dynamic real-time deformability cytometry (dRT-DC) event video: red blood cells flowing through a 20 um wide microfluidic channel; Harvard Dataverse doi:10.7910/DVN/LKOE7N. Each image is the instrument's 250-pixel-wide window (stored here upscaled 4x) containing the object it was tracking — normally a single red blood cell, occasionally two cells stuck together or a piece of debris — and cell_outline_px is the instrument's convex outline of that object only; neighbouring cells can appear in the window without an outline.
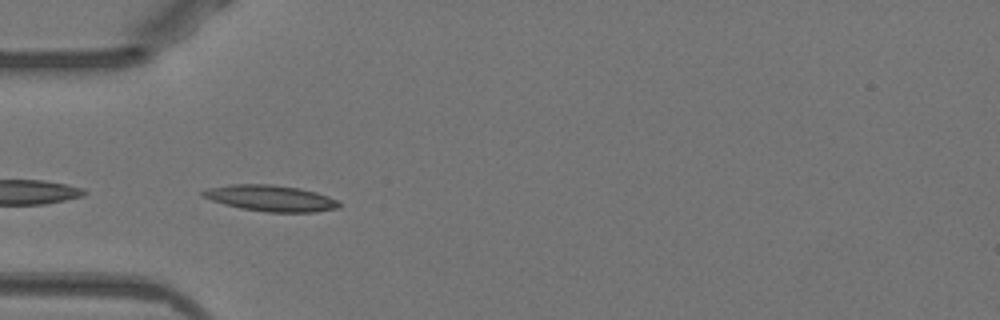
{"species": "Egyptian fruit bat (a non-hibernating species)", "species_latin": "Rousettus aegyptiacus", "temperature_condition": "warm", "stored_images_in_passage": 36, "camera_frame_rate_fps": 3000, "um_per_image_px": 0.085, "animal": {"sex": "female"}, "frame": {"image": 1, "passage_image": 1, "time_ms": 0.0, "image_size_px": [1000, 320], "cell_outline_px": [[340, 204], [336, 208], [316, 212], [268, 212], [240, 208], [224, 204], [200, 196], [200, 192], [208, 188], [232, 184], [272, 184], [300, 188], [316, 192], [328, 196], [336, 200]], "centroid_in_image_um": [22.97, 16.84], "position_along_channel_um": 62.0, "area_um2": 20.69}}
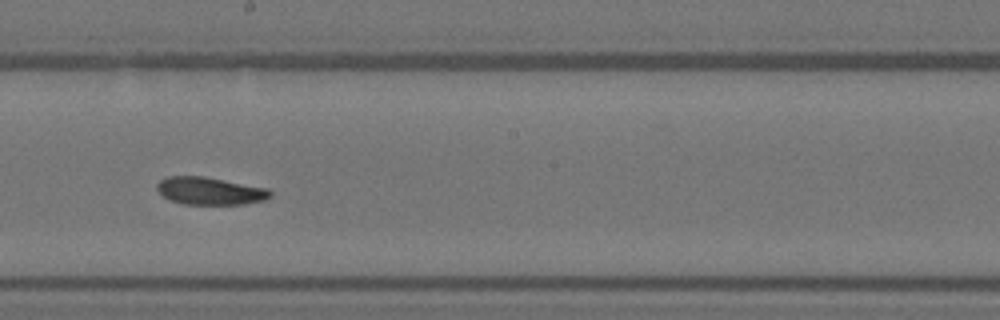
{"frame": {"image": 2, "passage_image": 14, "time_ms": 4.333, "image_size_px": [1000, 320], "cell_outline_px": [[272, 196], [264, 200], [244, 204], [184, 204], [172, 200], [164, 196], [156, 188], [156, 184], [160, 180], [168, 176], [204, 176], [268, 188], [272, 192]], "centroid_in_image_um": [17.87, 16.22], "position_along_channel_um": 230.3, "area_um2": 18.15}}
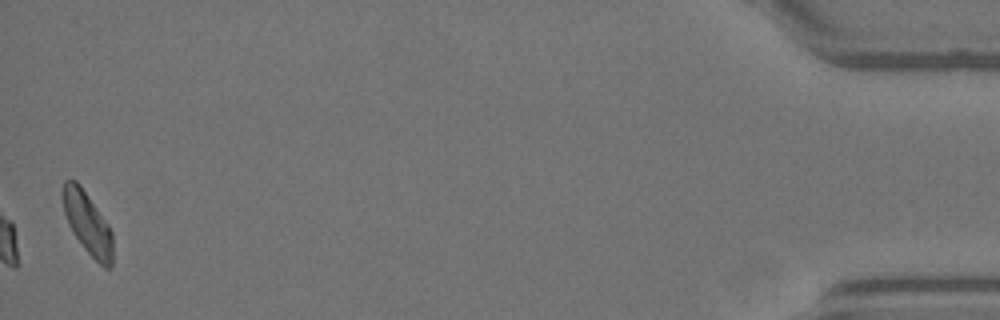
{"frame": {"image": 3, "passage_image": 36, "time_ms": 11.667, "image_size_px": [1000, 320], "cell_outline_px": [[112, 268], [104, 268], [84, 248], [68, 224], [64, 212], [60, 196], [64, 180], [76, 180], [80, 184], [108, 224], [112, 232]], "centroid_in_image_um": [7.42, 18.93], "position_along_channel_um": 427.8, "area_um2": 18.09}, "authors_computed_cell_mechanics": {"area_um2": 18.2937, "velocity_mm_per_s": 3.9299, "shape_relaxation_time_tau1_ms": 9.6894, "shape_relaxation_time_tau2_ms": 6.1823, "deformation_change_tau1": 0.2156, "deformation_change_tau2": 0.1576}}